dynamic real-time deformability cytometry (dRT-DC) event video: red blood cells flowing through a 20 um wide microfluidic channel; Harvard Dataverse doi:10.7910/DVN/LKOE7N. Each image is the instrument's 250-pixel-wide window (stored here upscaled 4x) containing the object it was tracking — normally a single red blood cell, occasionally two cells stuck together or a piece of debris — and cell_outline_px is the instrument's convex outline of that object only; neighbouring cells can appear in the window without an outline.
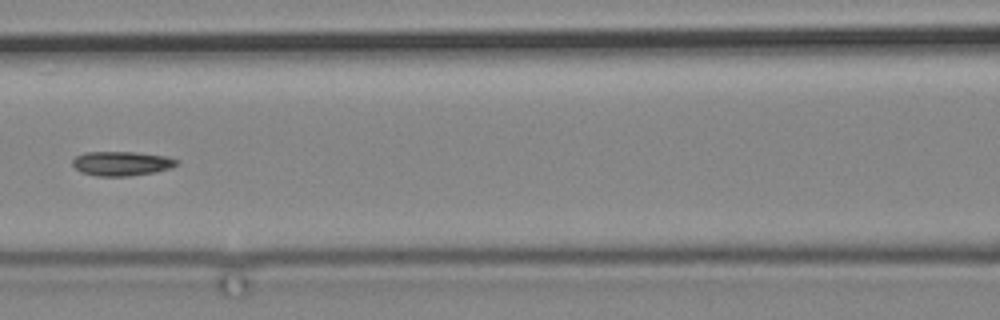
{"species": "common noctule bat (a hibernating species)", "species_latin": "Nyctalus noctula", "temperature_condition": "cold", "stored_images_in_passage": 10, "camera_frame_rate_fps": 3000, "um_per_image_px": 0.085, "animal": {"sex": "male", "body_mass_g": 19.2, "forearm_length_mm": 51.8}, "frame": {"image": 1, "passage_image": 6, "time_ms": 6.0, "image_size_px": [1000, 320], "cell_outline_px": [[176, 164], [172, 168], [156, 172], [128, 176], [96, 176], [80, 172], [72, 164], [72, 160], [76, 156], [84, 152], [136, 152], [168, 156], [176, 160]], "centroid_in_image_um": [10.32, 13.9], "position_along_channel_um": 156.3, "area_um2": 14.85}}
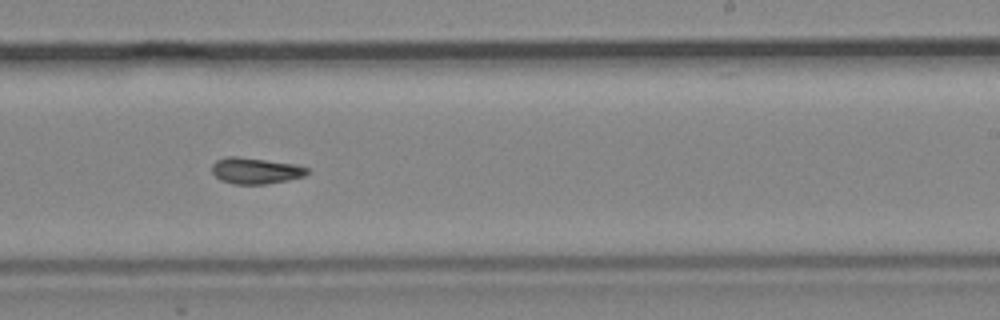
{"frame": {"image": 2, "passage_image": 9, "time_ms": 9.333, "image_size_px": [1000, 320], "cell_outline_px": [[308, 172], [304, 176], [288, 180], [264, 184], [232, 184], [220, 180], [212, 172], [212, 164], [216, 160], [228, 156], [236, 156], [296, 164], [308, 168]], "centroid_in_image_um": [21.7, 14.51], "position_along_channel_um": 267.3, "area_um2": 14.51}}
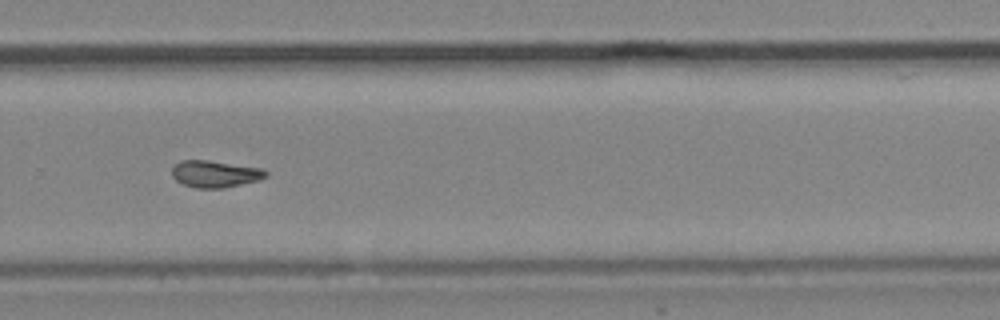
{"frame": {"image": 3, "passage_image": 10, "time_ms": 10.667, "image_size_px": [1000, 320], "cell_outline_px": [[268, 176], [260, 180], [224, 188], [196, 188], [184, 184], [176, 180], [172, 176], [172, 164], [180, 160], [208, 160], [264, 168], [268, 172]], "centroid_in_image_um": [18.3, 14.77], "position_along_channel_um": 311.5, "area_um2": 14.97}}